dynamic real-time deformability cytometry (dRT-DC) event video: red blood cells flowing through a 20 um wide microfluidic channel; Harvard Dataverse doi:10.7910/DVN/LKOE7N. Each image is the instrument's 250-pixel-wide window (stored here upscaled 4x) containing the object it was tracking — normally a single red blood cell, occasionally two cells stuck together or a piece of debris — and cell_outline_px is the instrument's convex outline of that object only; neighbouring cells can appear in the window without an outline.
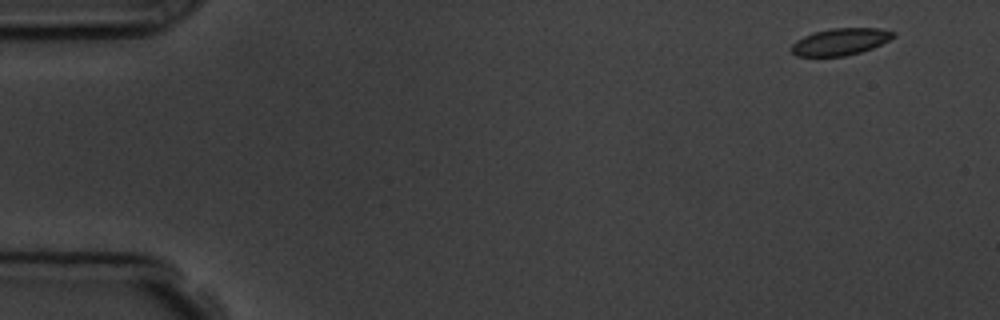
{"species": "common noctule bat (a hibernating species)", "species_latin": "Nyctalus noctula", "temperature_condition": "room temperature", "stored_images_in_passage": 7, "camera_frame_rate_fps": 3000, "um_per_image_px": 0.085, "animal": {"sex": "male", "body_mass_g": 19.5, "forearm_length_mm": 54.6}, "frame": {"image": 1, "passage_image": 1, "time_ms": 0.0, "image_size_px": [1000, 320], "cell_outline_px": [[896, 36], [872, 48], [860, 52], [844, 56], [796, 56], [788, 48], [796, 40], [812, 32], [832, 28], [880, 28], [896, 32]], "centroid_in_image_um": [71.4, 3.54], "position_along_channel_um": 13.6, "area_um2": 16.07}}
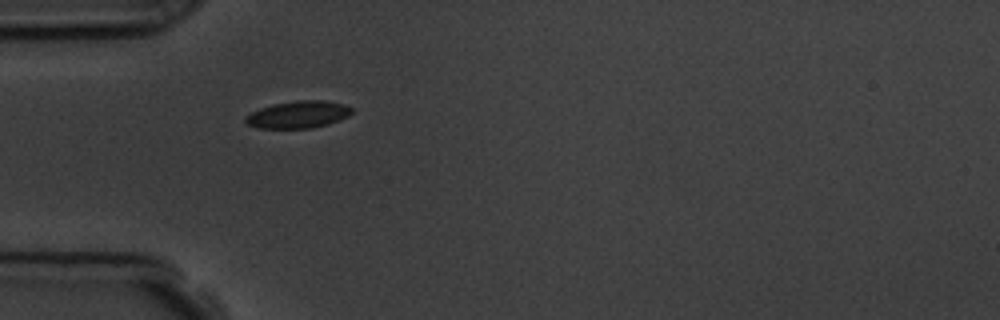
{"frame": {"image": 2, "passage_image": 4, "time_ms": 4.333, "image_size_px": [1000, 320], "cell_outline_px": [[352, 112], [348, 116], [328, 124], [312, 128], [256, 128], [248, 124], [244, 120], [244, 116], [260, 108], [272, 104], [300, 100], [324, 100], [344, 104], [352, 108]], "centroid_in_image_um": [25.33, 9.73], "position_along_channel_um": 59.7, "area_um2": 16.82}}